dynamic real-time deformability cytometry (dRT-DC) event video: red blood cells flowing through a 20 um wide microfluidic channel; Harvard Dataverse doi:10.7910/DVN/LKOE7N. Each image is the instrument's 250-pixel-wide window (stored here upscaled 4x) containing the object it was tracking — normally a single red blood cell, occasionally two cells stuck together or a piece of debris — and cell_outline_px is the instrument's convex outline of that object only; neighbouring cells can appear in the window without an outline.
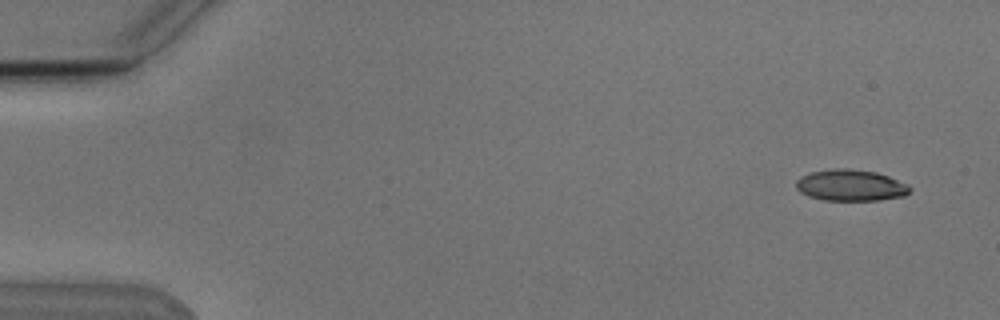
{"species": "Egyptian fruit bat (a non-hibernating species)", "species_latin": "Rousettus aegyptiacus", "temperature_condition": "cold", "stored_images_in_passage": 5, "camera_frame_rate_fps": 3000, "um_per_image_px": 0.085, "animal": {"sex": "male"}, "frame": {"image": 1, "passage_image": 1, "time_ms": 0.0, "image_size_px": [1000, 320], "cell_outline_px": [[912, 188], [904, 196], [880, 200], [824, 200], [808, 196], [800, 192], [796, 188], [796, 180], [800, 176], [812, 172], [836, 168], [848, 168], [876, 172], [888, 176], [908, 184]], "centroid_in_image_um": [72.3, 15.75], "position_along_channel_um": 12.7, "area_um2": 20.81}}